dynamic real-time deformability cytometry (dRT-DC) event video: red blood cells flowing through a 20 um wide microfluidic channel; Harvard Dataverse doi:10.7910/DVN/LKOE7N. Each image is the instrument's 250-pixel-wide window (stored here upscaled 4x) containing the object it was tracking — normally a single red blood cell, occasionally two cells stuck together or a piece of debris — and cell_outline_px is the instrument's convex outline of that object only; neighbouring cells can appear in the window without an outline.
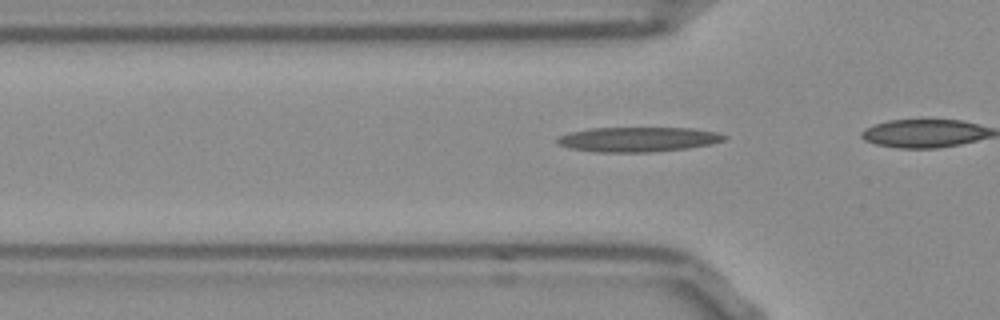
{"species": "Egyptian fruit bat (a non-hibernating species)", "species_latin": "Rousettus aegyptiacus", "temperature_condition": "room temperature", "stored_images_in_passage": 26, "camera_frame_rate_fps": 3000, "um_per_image_px": 0.085, "frame": {"image": 1, "passage_image": 8, "time_ms": 2.333, "image_size_px": [1000, 320], "cell_outline_px": [[728, 136], [724, 140], [708, 144], [688, 148], [648, 152], [596, 152], [568, 148], [556, 144], [556, 136], [568, 132], [588, 128], [692, 128], [716, 132]], "centroid_in_image_um": [54.14, 11.84], "position_along_channel_um": 71.7, "area_um2": 24.22}}
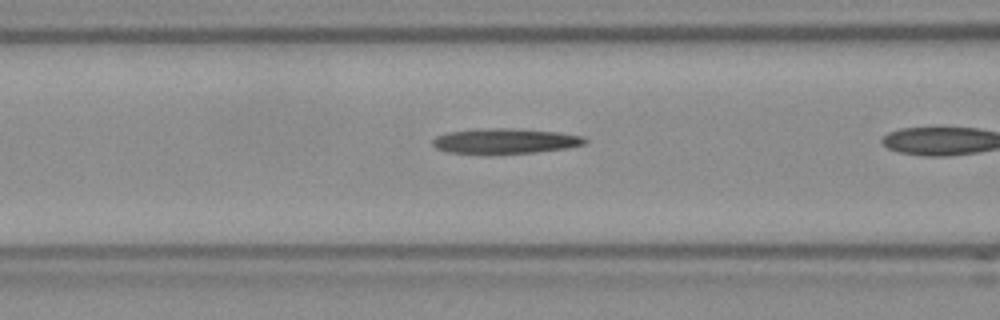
{"frame": {"image": 2, "passage_image": 12, "time_ms": 3.667, "image_size_px": [1000, 320], "cell_outline_px": [[588, 140], [584, 144], [568, 148], [536, 152], [448, 152], [436, 148], [432, 144], [432, 140], [436, 136], [448, 132], [476, 128], [512, 128], [556, 132], [580, 136]], "centroid_in_image_um": [42.92, 11.96], "position_along_channel_um": 123.7, "area_um2": 21.79}}